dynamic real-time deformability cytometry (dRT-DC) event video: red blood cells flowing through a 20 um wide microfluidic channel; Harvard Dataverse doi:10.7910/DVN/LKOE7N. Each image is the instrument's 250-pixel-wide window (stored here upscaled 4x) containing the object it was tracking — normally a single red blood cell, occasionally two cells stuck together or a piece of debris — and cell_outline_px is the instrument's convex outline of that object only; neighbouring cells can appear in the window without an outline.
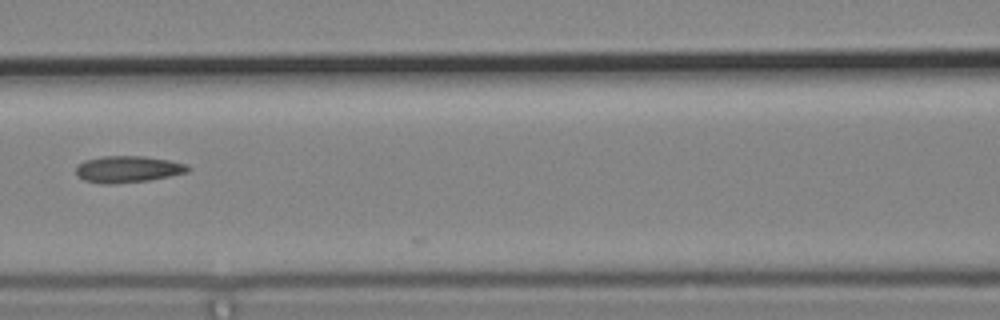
{"species": "common noctule bat (a hibernating species)", "species_latin": "Nyctalus noctula", "temperature_condition": "cold", "stored_images_in_passage": 5, "segment_of_instrument_passage": [1, 2], "camera_frame_rate_fps": 3000, "um_per_image_px": 0.085, "animal": {"sex": "male", "body_mass_g": 19.2, "forearm_length_mm": 51.8}, "frame": {"image": 1, "passage_image": 3, "time_ms": 0.667, "image_size_px": [1000, 320], "cell_outline_px": [[192, 168], [188, 172], [148, 180], [116, 184], [100, 184], [84, 180], [76, 176], [76, 168], [84, 160], [104, 156], [144, 156], [168, 160], [188, 164]], "centroid_in_image_um": [10.86, 14.39], "position_along_channel_um": 155.7, "area_um2": 17.46}}